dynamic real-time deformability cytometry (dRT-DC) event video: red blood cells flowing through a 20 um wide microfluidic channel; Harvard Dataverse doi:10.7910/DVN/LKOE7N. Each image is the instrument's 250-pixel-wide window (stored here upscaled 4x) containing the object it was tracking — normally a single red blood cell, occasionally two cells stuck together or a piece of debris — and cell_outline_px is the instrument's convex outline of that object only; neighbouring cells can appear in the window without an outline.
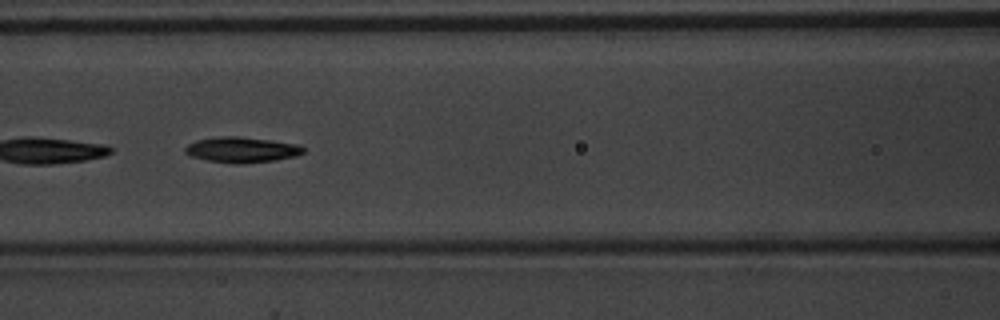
{"species": "common noctule bat (a hibernating species)", "species_latin": "Nyctalus noctula", "temperature_condition": "warm", "stored_images_in_passage": 14, "camera_frame_rate_fps": 3000, "um_per_image_px": 0.085, "animal": {"sex": "male", "body_mass_g": 20.1, "forearm_length_mm": 53.5}, "frame": {"image": 1, "passage_image": 12, "time_ms": 3.667, "image_size_px": [1000, 320], "cell_outline_px": [[304, 152], [296, 156], [276, 160], [244, 164], [232, 164], [208, 160], [192, 156], [184, 152], [184, 148], [188, 144], [196, 140], [216, 136], [240, 136], [272, 140], [300, 144], [304, 148]], "centroid_in_image_um": [20.56, 12.72], "position_along_channel_um": 146.0, "area_um2": 17.86}}